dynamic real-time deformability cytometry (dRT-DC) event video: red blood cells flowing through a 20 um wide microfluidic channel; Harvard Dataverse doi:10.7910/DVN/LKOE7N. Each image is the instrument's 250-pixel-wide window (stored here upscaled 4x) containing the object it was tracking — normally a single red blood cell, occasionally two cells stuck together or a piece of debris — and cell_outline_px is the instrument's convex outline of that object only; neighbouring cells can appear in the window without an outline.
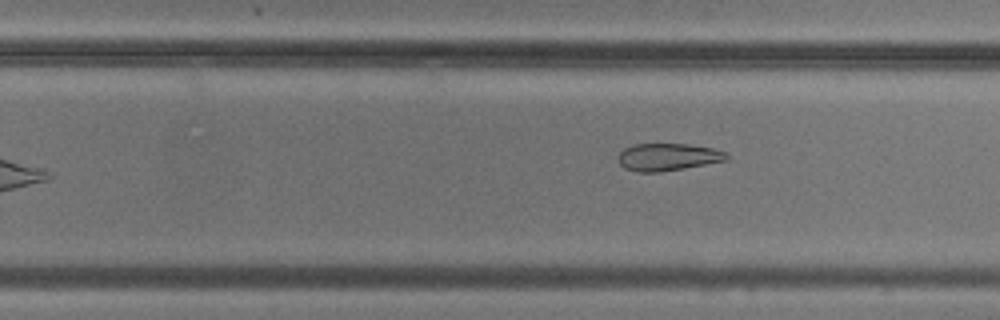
{"species": "common noctule bat (a hibernating species)", "species_latin": "Nyctalus noctula", "temperature_condition": "cold", "stored_images_in_passage": 9, "camera_frame_rate_fps": 3000, "um_per_image_px": 0.085, "animal": {"sex": "male", "body_mass_g": 20.5, "forearm_length_mm": 52.5}, "frame": {"image": 1, "passage_image": 9, "time_ms": 9.333, "image_size_px": [1000, 320], "cell_outline_px": [[728, 160], [684, 168], [660, 172], [640, 172], [624, 168], [620, 164], [616, 156], [624, 148], [636, 144], [688, 144], [712, 148], [724, 152], [728, 156]], "centroid_in_image_um": [56.73, 13.35], "position_along_channel_um": 273.1, "area_um2": 17.22}}